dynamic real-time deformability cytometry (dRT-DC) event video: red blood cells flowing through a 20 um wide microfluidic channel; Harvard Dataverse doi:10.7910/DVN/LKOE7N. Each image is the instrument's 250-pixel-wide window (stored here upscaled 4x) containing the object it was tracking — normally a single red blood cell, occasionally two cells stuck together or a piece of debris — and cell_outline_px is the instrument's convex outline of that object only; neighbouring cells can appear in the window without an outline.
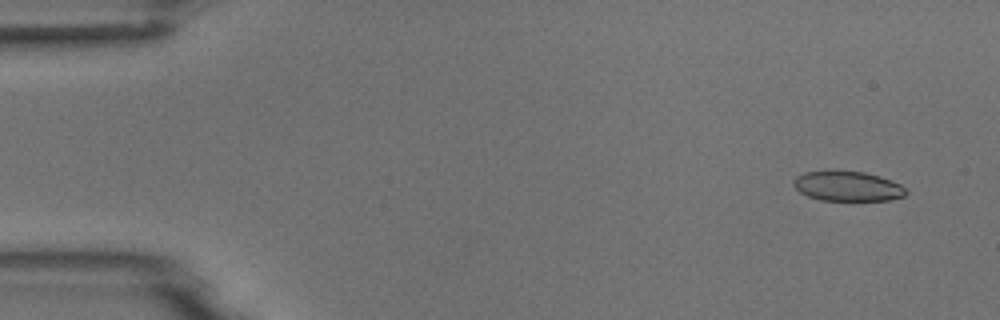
{"species": "common noctule bat (a hibernating species)", "species_latin": "Nyctalus noctula", "temperature_condition": "room temperature", "stored_images_in_passage": 4, "camera_frame_rate_fps": 3000, "um_per_image_px": 0.085, "animal": {"sex": "male", "body_mass_g": 18.8}, "frame": {"image": 1, "passage_image": 2, "time_ms": 1.0, "image_size_px": [1000, 320], "cell_outline_px": [[908, 192], [904, 196], [888, 200], [820, 200], [808, 196], [800, 192], [792, 184], [792, 180], [796, 176], [804, 172], [864, 172], [880, 176], [900, 184]], "centroid_in_image_um": [72.03, 15.84], "position_along_channel_um": 13.0, "area_um2": 19.25}}